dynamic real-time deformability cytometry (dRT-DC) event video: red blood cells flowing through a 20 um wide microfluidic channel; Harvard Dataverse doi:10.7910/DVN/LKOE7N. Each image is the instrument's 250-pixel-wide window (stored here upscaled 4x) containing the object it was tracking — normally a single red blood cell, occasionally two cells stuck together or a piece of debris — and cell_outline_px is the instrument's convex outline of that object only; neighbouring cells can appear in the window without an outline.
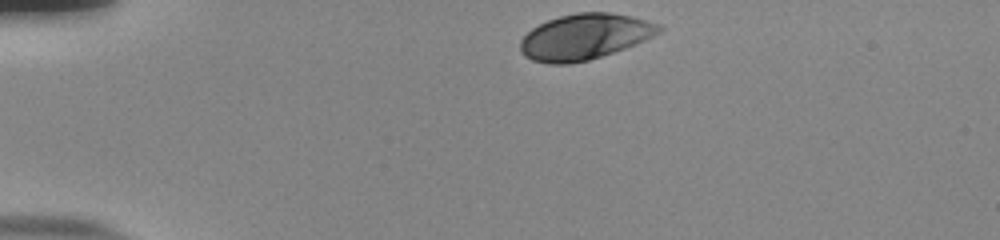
{"species": "human", "species_latin": "Homo sapiens", "temperature_condition": "room temperature", "stored_images_in_passage": 36, "camera_frame_rate_fps": 3000, "um_per_image_px": 0.085, "donor": {"sex": "male"}, "frame": {"image": 1, "passage_image": 1, "time_ms": 0.0, "image_size_px": [1000, 240], "cell_outline_px": [[664, 28], [660, 32], [636, 44], [588, 60], [568, 64], [548, 64], [532, 60], [524, 56], [520, 52], [520, 40], [532, 28], [548, 20], [560, 16], [576, 12], [608, 12], [632, 16], [660, 24]], "centroid_in_image_um": [49.68, 3.12], "position_along_channel_um": 35.3, "area_um2": 36.88}}
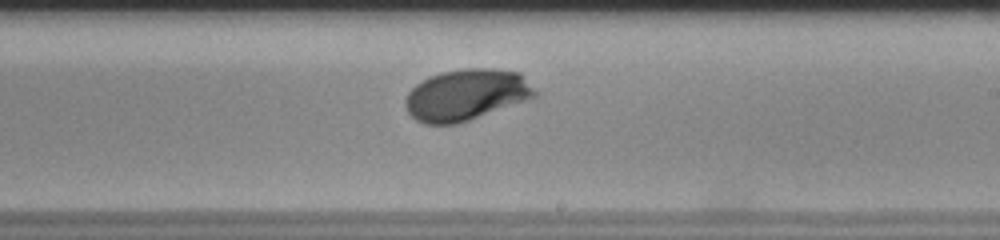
{"frame": {"image": 2, "passage_image": 23, "time_ms": 7.333, "image_size_px": [1000, 240], "cell_outline_px": [[536, 96], [468, 120], [456, 124], [424, 124], [416, 120], [408, 112], [404, 104], [404, 100], [408, 92], [416, 84], [428, 76], [444, 72], [464, 68], [492, 68], [520, 72], [536, 92]], "centroid_in_image_um": [39.58, 8.05], "position_along_channel_um": 249.4, "area_um2": 38.32}}
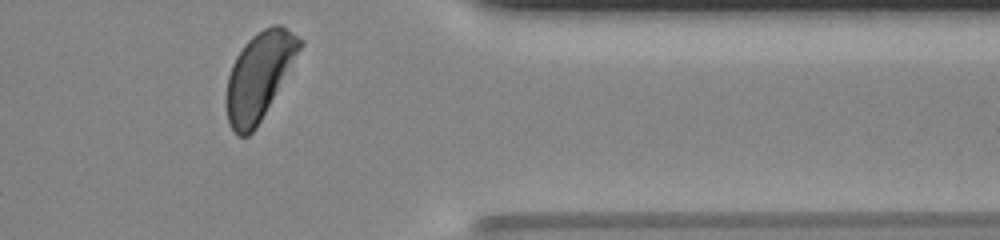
{"frame": {"image": 3, "passage_image": 35, "time_ms": 11.333, "image_size_px": [1000, 240], "cell_outline_px": [[304, 44], [256, 128], [248, 136], [236, 136], [228, 124], [224, 104], [224, 100], [228, 76], [232, 64], [236, 56], [244, 44], [252, 36], [264, 28], [272, 24], [280, 24], [304, 40]], "centroid_in_image_um": [21.99, 6.47], "position_along_channel_um": 389.4, "area_um2": 37.34}, "authors_computed_cell_mechanics": {"area_um2": 37.6856, "velocity_mm_per_s": 3.7666, "shape_relaxation_time_tau1_ms": 2.732, "shape_relaxation_time_tau2_ms": null, "deformation_change_tau1": 0.1521, "deformation_change_tau2": null}}